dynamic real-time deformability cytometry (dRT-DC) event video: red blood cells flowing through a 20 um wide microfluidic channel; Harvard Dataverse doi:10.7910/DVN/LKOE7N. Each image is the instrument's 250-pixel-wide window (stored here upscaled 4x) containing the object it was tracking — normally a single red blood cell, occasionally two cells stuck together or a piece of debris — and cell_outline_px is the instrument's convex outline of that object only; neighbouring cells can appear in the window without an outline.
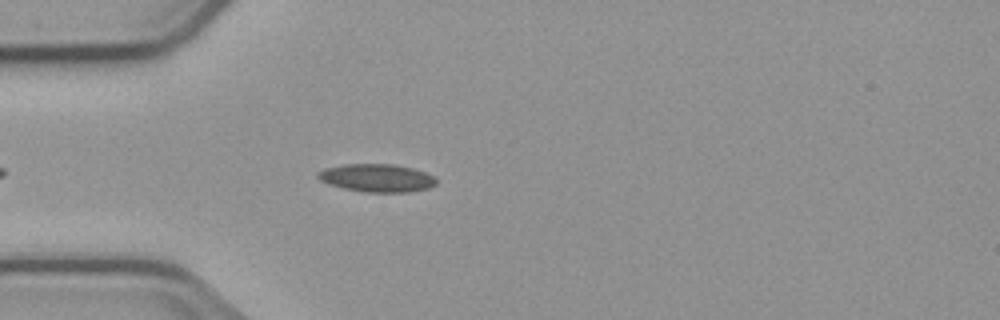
{"species": "common noctule bat (a hibernating species)", "species_latin": "Nyctalus noctula", "temperature_condition": "cold", "stored_images_in_passage": 4, "camera_frame_rate_fps": 3000, "um_per_image_px": 0.085, "animal": {"sex": "male", "body_mass_g": 23.1, "forearm_length_mm": 52.7}, "frame": {"image": 1, "passage_image": 4, "time_ms": 3.667, "image_size_px": [1000, 320], "cell_outline_px": [[436, 184], [428, 188], [412, 192], [368, 192], [344, 188], [328, 184], [320, 180], [316, 176], [316, 172], [324, 168], [344, 164], [392, 164], [412, 168], [424, 172], [432, 176], [436, 180]], "centroid_in_image_um": [32.0, 15.12], "position_along_channel_um": 53.0, "area_um2": 19.25}}